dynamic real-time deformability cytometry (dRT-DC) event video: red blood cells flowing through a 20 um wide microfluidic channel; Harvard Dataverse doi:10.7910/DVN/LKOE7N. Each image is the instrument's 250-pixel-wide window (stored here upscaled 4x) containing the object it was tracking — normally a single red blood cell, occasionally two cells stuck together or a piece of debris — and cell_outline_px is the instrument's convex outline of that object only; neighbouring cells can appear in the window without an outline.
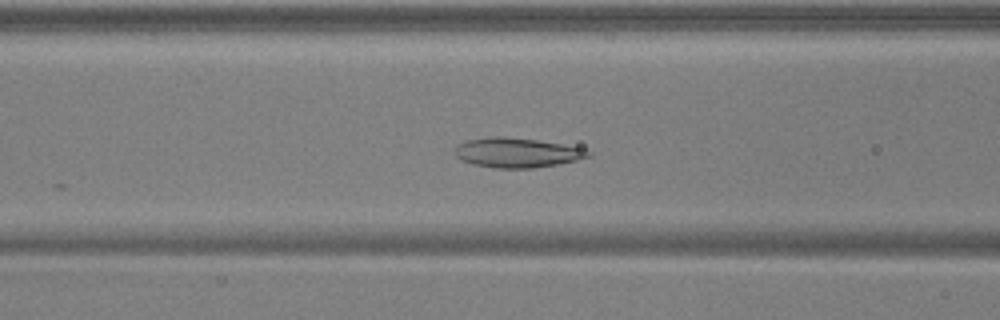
{"species": "common noctule bat (a hibernating species)", "species_latin": "Nyctalus noctula", "temperature_condition": "warm", "stored_images_in_passage": 51, "camera_frame_rate_fps": 3000, "um_per_image_px": 0.085, "animal": {"sex": "male", "body_mass_g": 17.9, "forearm_length_mm": 54.2}, "frame": {"image": 1, "passage_image": 21, "time_ms": 6.667, "image_size_px": [1000, 320], "cell_outline_px": [[592, 156], [560, 164], [532, 168], [496, 168], [472, 164], [460, 160], [452, 152], [464, 140], [496, 136], [500, 136], [536, 140], [584, 148], [592, 152]], "centroid_in_image_um": [43.93, 12.98], "position_along_channel_um": 122.7, "area_um2": 23.12}}
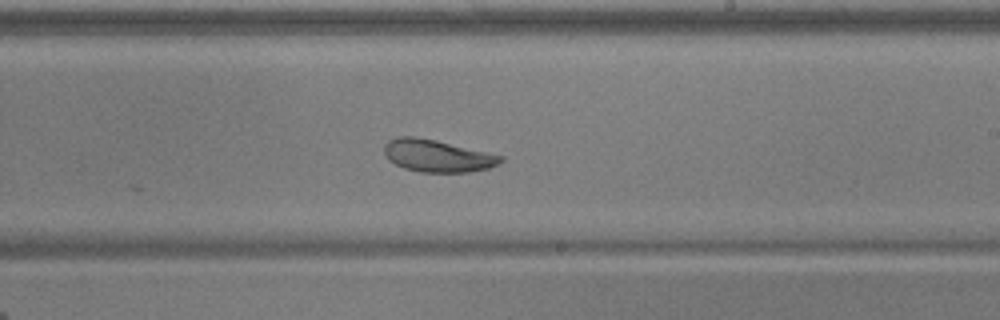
{"frame": {"image": 2, "passage_image": 31, "time_ms": 10.0, "image_size_px": [1000, 320], "cell_outline_px": [[504, 160], [500, 164], [488, 168], [468, 172], [420, 172], [404, 168], [388, 160], [384, 152], [384, 144], [388, 140], [400, 136], [412, 136], [436, 140], [504, 156]], "centroid_in_image_um": [37.17, 13.24], "position_along_channel_um": 251.8, "area_um2": 21.91}}
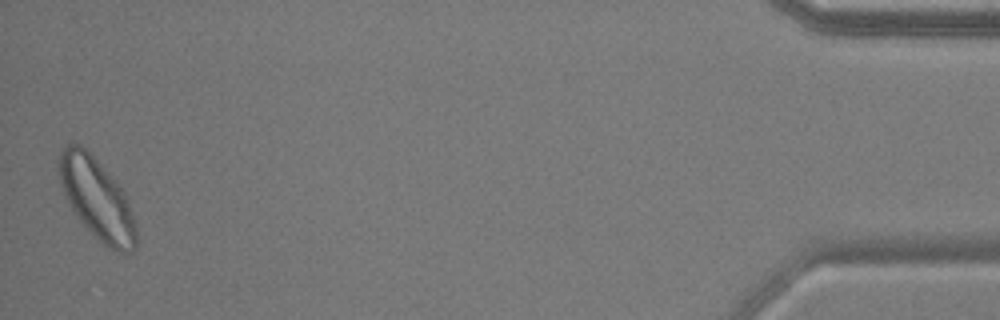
{"frame": {"image": 3, "passage_image": 51, "time_ms": 16.667, "image_size_px": [1000, 320], "cell_outline_px": [[136, 248], [132, 252], [120, 252], [108, 248], [76, 216], [60, 184], [56, 164], [60, 152], [68, 144], [80, 144], [92, 156], [124, 192], [128, 200], [136, 228]], "centroid_in_image_um": [8.21, 16.9], "position_along_channel_um": 427.0, "area_um2": 35.66}, "authors_computed_cell_mechanics": {"area_um2": 26.1834, "velocity_mm_per_s": 3.8791, "shape_relaxation_time_tau1_ms": 3.1851, "shape_relaxation_time_tau2_ms": 3.6165, "deformation_change_tau1": 0.0867, "deformation_change_tau2": 0.0851}}